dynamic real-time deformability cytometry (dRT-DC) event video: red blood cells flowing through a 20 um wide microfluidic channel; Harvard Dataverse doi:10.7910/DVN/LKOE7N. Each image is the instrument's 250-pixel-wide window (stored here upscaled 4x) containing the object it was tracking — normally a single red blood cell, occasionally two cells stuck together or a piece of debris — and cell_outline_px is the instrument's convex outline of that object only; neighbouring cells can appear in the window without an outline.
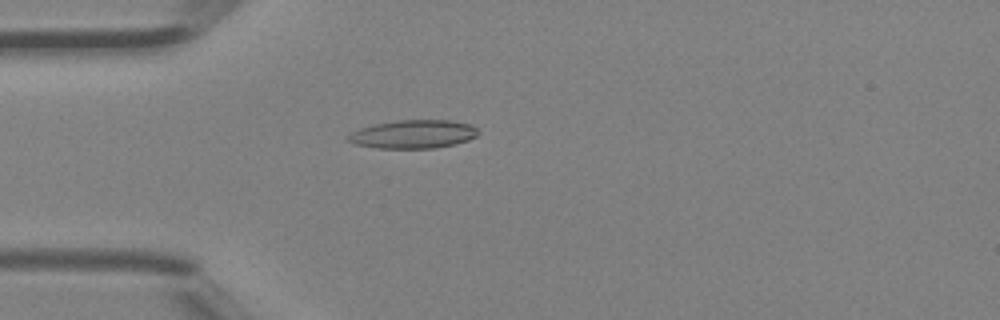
{"species": "Egyptian fruit bat (a non-hibernating species)", "species_latin": "Rousettus aegyptiacus", "temperature_condition": "room temperature", "stored_images_in_passage": 1, "camera_frame_rate_fps": 3000, "um_per_image_px": 0.085, "animal": {"sex": "female"}, "frame": {"image": 1, "passage_image": 1, "time_ms": 0.0, "image_size_px": [1000, 320], "cell_outline_px": [[480, 132], [476, 136], [468, 140], [456, 144], [436, 148], [376, 148], [356, 144], [344, 140], [344, 136], [360, 128], [372, 124], [400, 120], [452, 120], [472, 124]], "centroid_in_image_um": [35.11, 11.4], "position_along_channel_um": 49.9, "area_um2": 21.85}}